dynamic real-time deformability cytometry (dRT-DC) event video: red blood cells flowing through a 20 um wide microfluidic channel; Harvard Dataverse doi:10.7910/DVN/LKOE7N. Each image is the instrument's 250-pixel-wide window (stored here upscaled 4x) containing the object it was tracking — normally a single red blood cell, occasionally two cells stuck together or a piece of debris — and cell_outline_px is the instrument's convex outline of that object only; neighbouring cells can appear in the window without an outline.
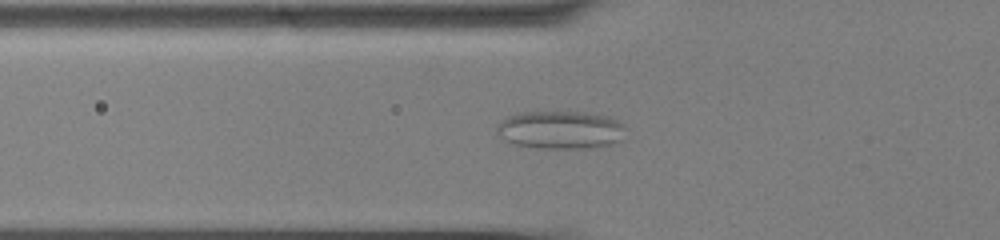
{"species": "common noctule bat (a hibernating species)", "species_latin": "Nyctalus noctula", "temperature_condition": "cold", "stored_images_in_passage": 58, "camera_frame_rate_fps": 3000, "um_per_image_px": 0.085, "animal": {"sex": "male", "body_mass_g": 13.0, "forearm_length_mm": 53.1}, "frame": {"image": 1, "passage_image": 22, "time_ms": 7.0, "image_size_px": [1000, 240], "cell_outline_px": [[624, 128], [620, 140], [612, 144], [588, 148], [536, 148], [516, 144], [504, 140], [496, 132], [496, 128], [508, 116], [516, 112], [584, 112], [608, 116], [616, 120]], "centroid_in_image_um": [47.61, 11.04], "position_along_channel_um": 78.2, "area_um2": 28.32}}
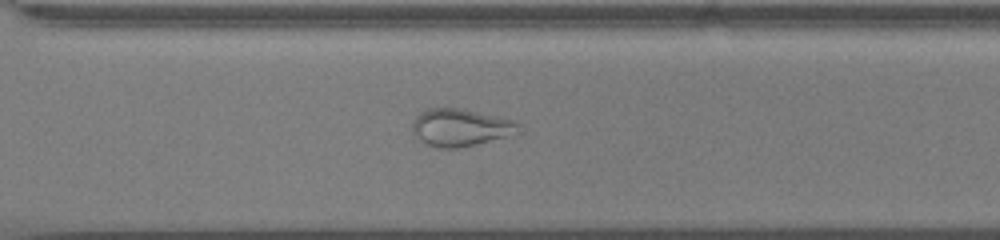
{"frame": {"image": 2, "passage_image": 43, "time_ms": 14.0, "image_size_px": [1000, 240], "cell_outline_px": [[520, 124], [508, 136], [476, 144], [456, 148], [436, 148], [420, 140], [412, 132], [412, 120], [420, 112], [428, 108], [460, 108], [520, 120]], "centroid_in_image_um": [39.11, 10.82], "position_along_channel_um": 331.5, "area_um2": 23.18}}
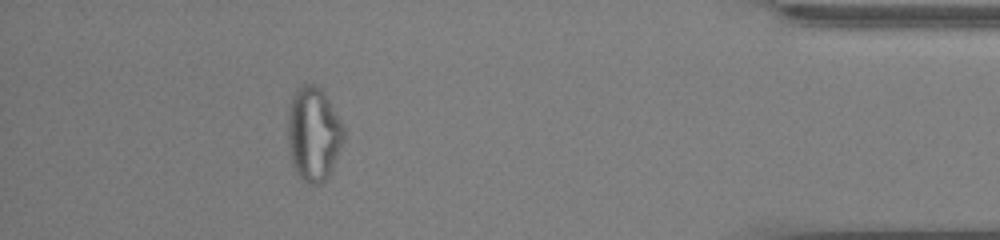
{"frame": {"image": 3, "passage_image": 53, "time_ms": 17.333, "image_size_px": [1000, 240], "cell_outline_px": [[344, 140], [332, 168], [328, 176], [320, 184], [308, 184], [296, 172], [292, 164], [288, 144], [288, 108], [292, 96], [296, 88], [304, 84], [312, 84], [320, 88], [324, 92], [340, 120], [344, 128]], "centroid_in_image_um": [26.63, 11.37], "position_along_channel_um": 408.6, "area_um2": 30.58}, "authors_computed_cell_mechanics": {"area_um2": 29.8826, "velocity_mm_per_s": 3.6297, "shape_relaxation_time_tau1_ms": null, "shape_relaxation_time_tau2_ms": 1.3608, "deformation_change_tau1": null, "deformation_change_tau2": 0.076}}